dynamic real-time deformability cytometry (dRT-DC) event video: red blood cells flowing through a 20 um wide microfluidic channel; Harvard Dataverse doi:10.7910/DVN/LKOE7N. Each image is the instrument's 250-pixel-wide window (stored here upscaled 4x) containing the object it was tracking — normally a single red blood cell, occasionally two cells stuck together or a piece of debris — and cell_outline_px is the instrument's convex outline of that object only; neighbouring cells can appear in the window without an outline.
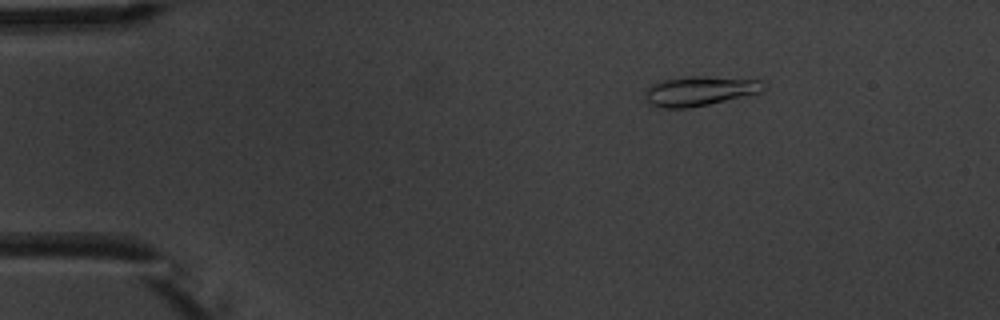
{"species": "common noctule bat (a hibernating species)", "species_latin": "Nyctalus noctula", "temperature_condition": "warm", "stored_images_in_passage": 2, "camera_frame_rate_fps": 3000, "um_per_image_px": 0.085, "animal": {"sex": "male", "body_mass_g": 20.1, "forearm_length_mm": 53.5}, "frame": {"image": 1, "passage_image": 1, "time_ms": 0.0, "image_size_px": [1000, 320], "cell_outline_px": [[764, 88], [760, 92], [708, 104], [688, 108], [664, 108], [652, 104], [648, 100], [648, 88], [652, 84], [664, 80], [688, 76], [704, 76], [760, 80]], "centroid_in_image_um": [59.48, 7.72], "position_along_channel_um": 25.5, "area_um2": 19.71}}